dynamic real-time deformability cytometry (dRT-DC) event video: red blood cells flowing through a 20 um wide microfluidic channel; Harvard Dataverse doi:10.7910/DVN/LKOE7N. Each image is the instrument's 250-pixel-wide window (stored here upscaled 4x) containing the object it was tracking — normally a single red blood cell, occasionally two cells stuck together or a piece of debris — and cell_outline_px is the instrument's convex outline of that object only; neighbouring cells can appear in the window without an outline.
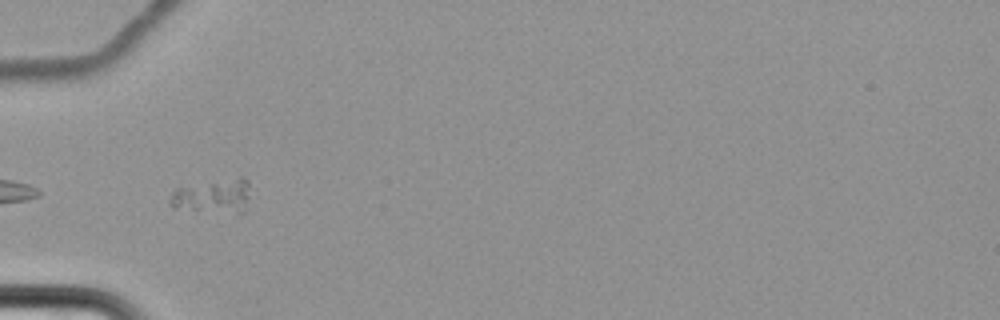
{"species": "common noctule bat (a hibernating species)", "species_latin": "Nyctalus noctula", "temperature_condition": "cold", "stored_images_in_passage": 8, "camera_frame_rate_fps": 3000, "um_per_image_px": 0.085, "animal": {"sex": "female", "body_mass_g": 22.7, "forearm_length_mm": 54.2}, "frame": {"image": 1, "passage_image": 8, "time_ms": 9.0, "image_size_px": [1000, 320], "cell_outline_px": [[248, 196], [244, 212], [240, 216], [172, 208], [168, 204], [168, 200], [172, 192], [176, 188], [240, 176], [244, 176], [248, 180]], "centroid_in_image_um": [18.11, 16.72], "position_along_channel_um": 66.9, "area_um2": 16.65}}